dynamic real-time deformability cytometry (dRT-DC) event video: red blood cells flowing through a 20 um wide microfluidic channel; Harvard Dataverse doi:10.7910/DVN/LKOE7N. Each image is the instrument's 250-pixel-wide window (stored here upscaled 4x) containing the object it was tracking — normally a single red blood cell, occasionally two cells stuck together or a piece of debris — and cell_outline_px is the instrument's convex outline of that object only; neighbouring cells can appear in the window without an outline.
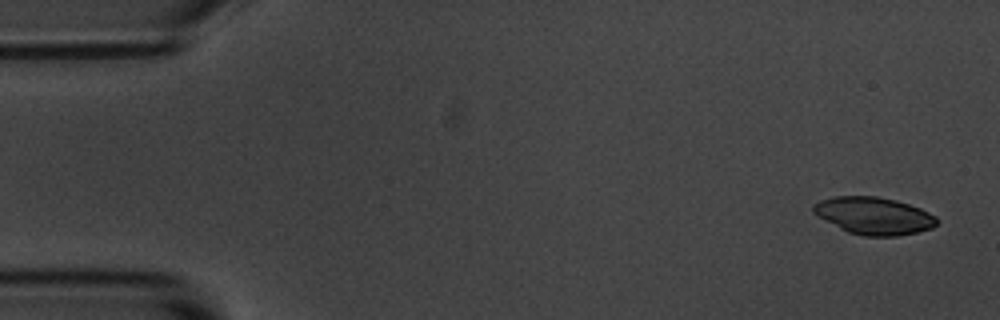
{"species": "common noctule bat (a hibernating species)", "species_latin": "Nyctalus noctula", "temperature_condition": "room temperature", "stored_images_in_passage": 6, "camera_frame_rate_fps": 3000, "um_per_image_px": 0.085, "animal": {"sex": "male", "body_mass_g": 20.1, "forearm_length_mm": 53.5}, "frame": {"image": 1, "passage_image": 1, "time_ms": 0.0, "image_size_px": [1000, 320], "cell_outline_px": [[940, 220], [932, 228], [916, 232], [896, 236], [864, 236], [848, 232], [816, 216], [812, 212], [812, 204], [820, 200], [832, 196], [876, 196], [896, 200], [920, 208], [936, 216]], "centroid_in_image_um": [74.25, 18.33], "position_along_channel_um": 10.8, "area_um2": 26.99}}
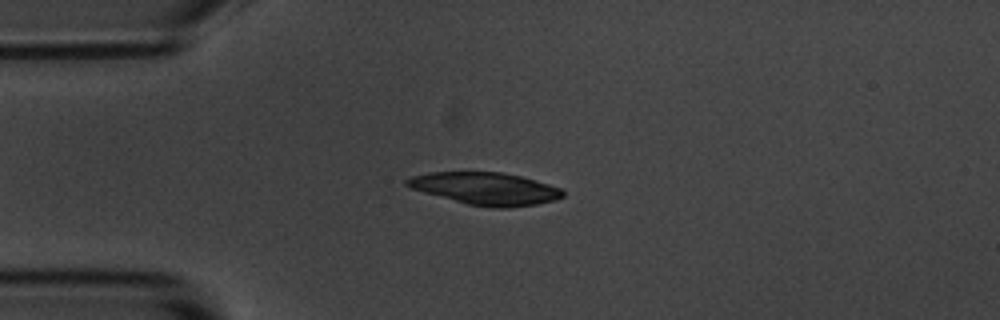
{"frame": {"image": 2, "passage_image": 4, "time_ms": 3.667, "image_size_px": [1000, 320], "cell_outline_px": [[564, 196], [556, 200], [536, 204], [504, 208], [492, 208], [468, 204], [424, 192], [412, 188], [404, 184], [404, 180], [412, 176], [428, 172], [500, 172], [520, 176], [548, 184], [560, 188], [564, 192]], "centroid_in_image_um": [41.26, 16.03], "position_along_channel_um": 43.7, "area_um2": 29.13}}